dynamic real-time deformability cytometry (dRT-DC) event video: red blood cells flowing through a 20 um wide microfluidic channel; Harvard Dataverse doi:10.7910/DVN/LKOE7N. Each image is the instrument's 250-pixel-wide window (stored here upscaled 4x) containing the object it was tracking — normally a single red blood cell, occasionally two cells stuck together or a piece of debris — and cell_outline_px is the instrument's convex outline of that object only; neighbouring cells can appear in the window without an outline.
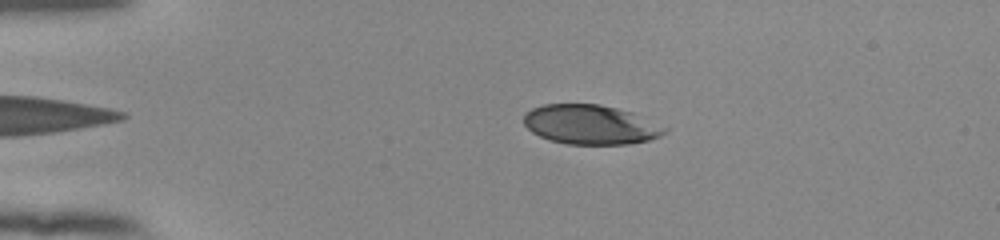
{"species": "human", "species_latin": "Homo sapiens", "temperature_condition": "room temperature", "stored_images_in_passage": 47, "camera_frame_rate_fps": 3000, "um_per_image_px": 0.085, "donor": {"sex": "female"}, "frame": {"image": 1, "passage_image": 12, "time_ms": 3.667, "image_size_px": [1000, 240], "cell_outline_px": [[668, 132], [660, 136], [648, 140], [628, 144], [568, 144], [548, 140], [532, 132], [524, 124], [524, 112], [532, 108], [544, 104], [600, 104], [632, 112], [668, 128]], "centroid_in_image_um": [50.19, 10.59], "position_along_channel_um": 34.8, "area_um2": 32.48}}
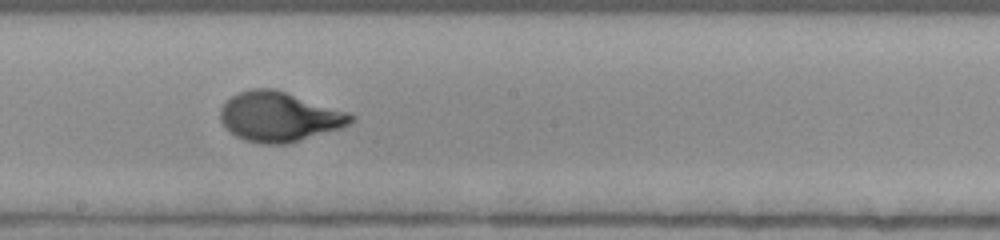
{"frame": {"image": 2, "passage_image": 31, "time_ms": 10.0, "image_size_px": [1000, 240], "cell_outline_px": [[356, 116], [348, 124], [340, 128], [300, 140], [284, 144], [260, 144], [244, 140], [236, 136], [220, 120], [220, 108], [232, 96], [240, 92], [252, 88], [276, 88], [352, 112]], "centroid_in_image_um": [23.77, 9.9], "position_along_channel_um": 224.4, "area_um2": 37.97}}
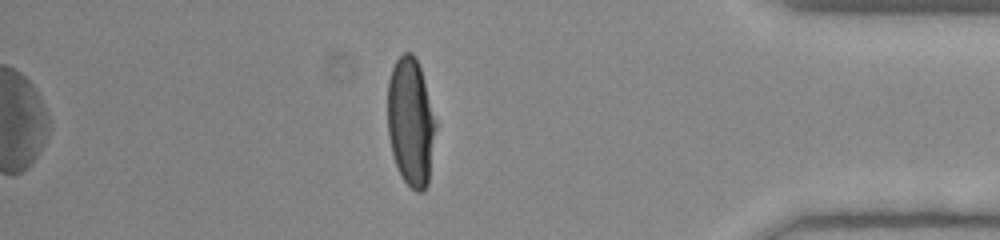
{"frame": {"image": 3, "passage_image": 47, "time_ms": 15.333, "image_size_px": [1000, 240], "cell_outline_px": [[436, 124], [428, 184], [420, 192], [416, 192], [404, 180], [396, 164], [392, 152], [388, 136], [388, 80], [392, 68], [396, 60], [404, 52], [412, 52], [416, 56], [420, 68], [436, 120]], "centroid_in_image_um": [34.9, 10.33], "position_along_channel_um": 400.3, "area_um2": 35.66}, "authors_computed_cell_mechanics": {"area_um2": 36.3562, "velocity_mm_per_s": 3.868, "shape_relaxation_time_tau1_ms": 4.3569, "shape_relaxation_time_tau2_ms": null, "deformation_change_tau1": 0.214, "deformation_change_tau2": null}}